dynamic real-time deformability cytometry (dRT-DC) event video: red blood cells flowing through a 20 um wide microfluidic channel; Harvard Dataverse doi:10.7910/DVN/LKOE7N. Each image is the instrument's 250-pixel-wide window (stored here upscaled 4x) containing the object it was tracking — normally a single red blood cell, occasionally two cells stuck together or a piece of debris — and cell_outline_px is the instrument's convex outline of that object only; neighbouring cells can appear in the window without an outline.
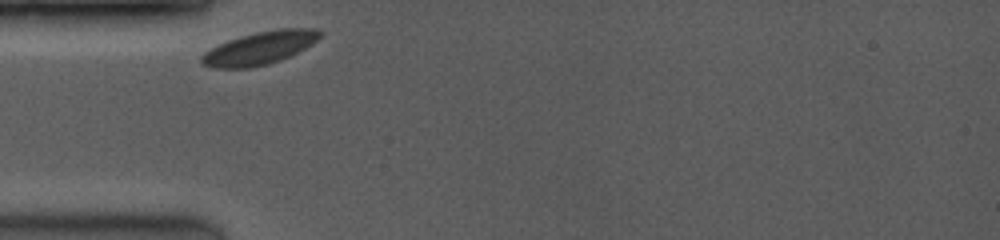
{"species": "common noctule bat (a hibernating species)", "species_latin": "Nyctalus noctula", "temperature_condition": "room temperature", "stored_images_in_passage": 7, "camera_frame_rate_fps": 3500, "um_per_image_px": 0.085, "animal": {"sex": "female", "body_mass_g": 19.0, "forearm_length_mm": 53.3}, "frame": {"image": 1, "passage_image": 1, "time_ms": 0.0, "image_size_px": [1000, 240], "cell_outline_px": [[324, 32], [316, 40], [304, 48], [280, 60], [268, 64], [252, 68], [212, 68], [204, 64], [200, 60], [200, 56], [204, 52], [228, 40], [240, 36], [256, 32], [280, 28], [316, 28]], "centroid_in_image_um": [22.06, 4.08], "position_along_channel_um": 62.9, "area_um2": 22.54}}